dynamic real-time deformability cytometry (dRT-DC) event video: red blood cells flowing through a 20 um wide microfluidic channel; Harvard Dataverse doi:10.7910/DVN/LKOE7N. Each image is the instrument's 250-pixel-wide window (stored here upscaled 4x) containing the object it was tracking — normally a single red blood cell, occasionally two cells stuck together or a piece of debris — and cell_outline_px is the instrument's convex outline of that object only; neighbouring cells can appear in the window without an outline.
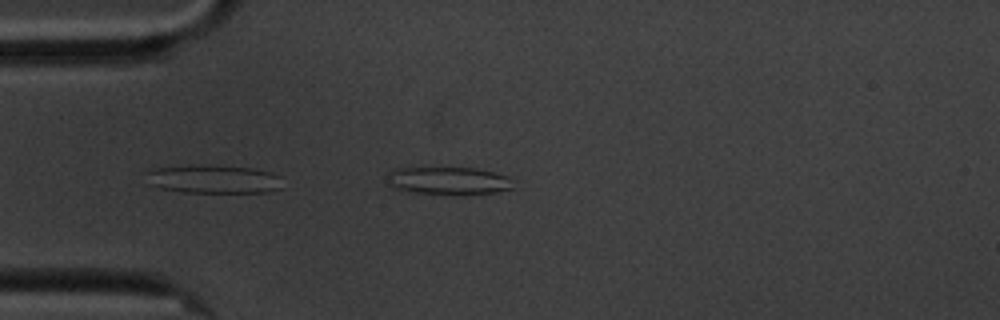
{"species": "common noctule bat (a hibernating species)", "species_latin": "Nyctalus noctula", "temperature_condition": "cold", "stored_images_in_passage": 22, "camera_frame_rate_fps": 3000, "um_per_image_px": 0.085, "animal": {"sex": "male", "body_mass_g": 20.1, "forearm_length_mm": 53.5}, "frame": {"image": 1, "passage_image": 1, "time_ms": 0.0, "image_size_px": [1000, 320], "cell_outline_px": [[512, 188], [496, 192], [408, 192], [396, 188], [388, 184], [388, 172], [396, 168], [424, 164], [476, 168], [508, 176], [512, 180]], "centroid_in_image_um": [38.01, 15.25], "position_along_channel_um": 47.0, "area_um2": 20.58}}
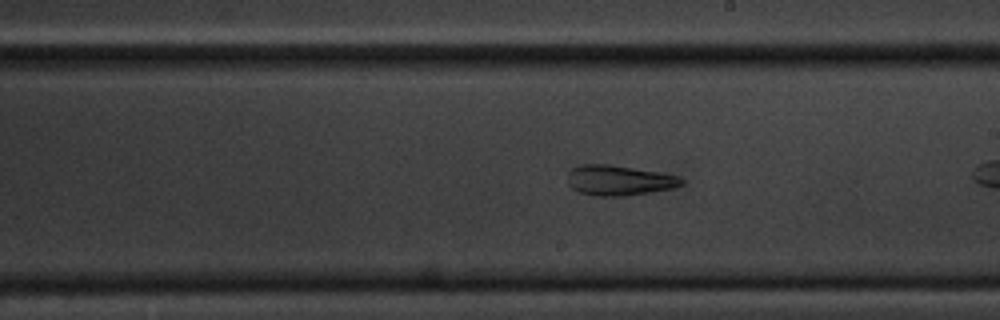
{"frame": {"image": 2, "passage_image": 16, "time_ms": 5.0, "image_size_px": [1000, 320], "cell_outline_px": [[684, 184], [672, 188], [628, 196], [596, 196], [580, 192], [572, 188], [568, 184], [568, 172], [572, 168], [580, 164], [608, 164], [660, 172], [680, 176], [684, 180]], "centroid_in_image_um": [52.63, 15.33], "position_along_channel_um": 236.4, "area_um2": 20.17}}